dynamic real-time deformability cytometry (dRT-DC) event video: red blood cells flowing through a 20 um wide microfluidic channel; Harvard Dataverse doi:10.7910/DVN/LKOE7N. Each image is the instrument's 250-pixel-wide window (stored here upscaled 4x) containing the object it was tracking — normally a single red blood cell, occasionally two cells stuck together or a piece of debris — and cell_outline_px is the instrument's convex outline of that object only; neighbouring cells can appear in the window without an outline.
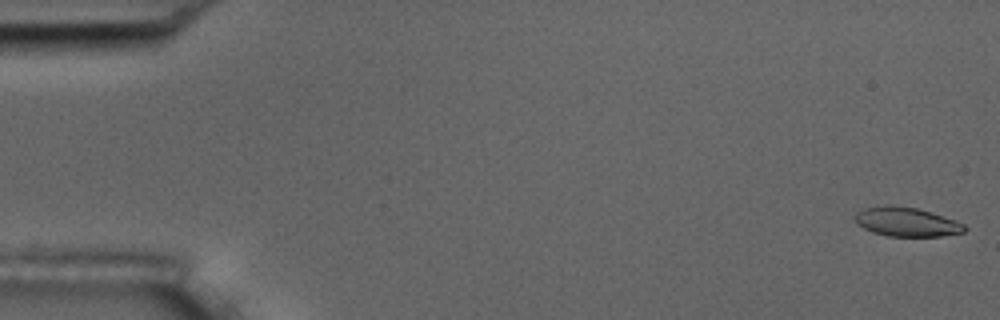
{"species": "common noctule bat (a hibernating species)", "species_latin": "Nyctalus noctula", "temperature_condition": "room temperature", "stored_images_in_passage": 55, "camera_frame_rate_fps": 3000, "um_per_image_px": 0.085, "animal": {"sex": "male", "body_mass_g": 17.5, "forearm_length_mm": 52.3}, "frame": {"image": 1, "passage_image": 1, "time_ms": 0.0, "image_size_px": [1000, 320], "cell_outline_px": [[968, 228], [964, 232], [940, 236], [888, 236], [872, 232], [864, 228], [852, 216], [856, 212], [864, 208], [888, 204], [892, 204], [916, 208], [956, 220], [964, 224]], "centroid_in_image_um": [77.05, 18.85], "position_along_channel_um": 8.0, "area_um2": 18.61}}
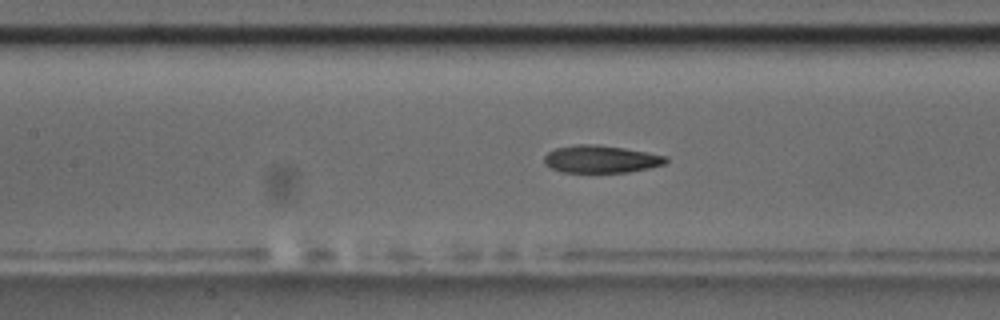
{"frame": {"image": 2, "passage_image": 25, "time_ms": 8.0, "image_size_px": [1000, 320], "cell_outline_px": [[668, 160], [664, 164], [648, 168], [628, 172], [564, 172], [552, 168], [544, 164], [544, 156], [548, 152], [556, 148], [576, 144], [596, 144], [624, 148], [668, 156]], "centroid_in_image_um": [51.07, 13.52], "position_along_channel_um": 156.3, "area_um2": 19.42}}
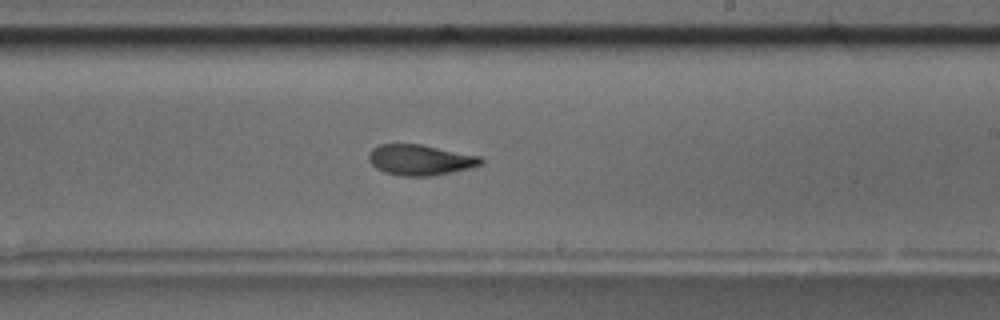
{"frame": {"image": 3, "passage_image": 33, "time_ms": 10.667, "image_size_px": [1000, 320], "cell_outline_px": [[484, 164], [468, 168], [432, 176], [400, 176], [384, 172], [376, 168], [368, 160], [368, 152], [372, 148], [380, 144], [420, 144], [480, 156], [484, 160]], "centroid_in_image_um": [35.69, 13.59], "position_along_channel_um": 253.3, "area_um2": 20.06}, "authors_computed_cell_mechanics": {"area_um2": 19.8832, "velocity_mm_per_s": 3.6564, "shape_relaxation_time_tau1_ms": 3.8372, "shape_relaxation_time_tau2_ms": 2.7763, "deformation_change_tau1": 0.1596, "deformation_change_tau2": 0.0978}}